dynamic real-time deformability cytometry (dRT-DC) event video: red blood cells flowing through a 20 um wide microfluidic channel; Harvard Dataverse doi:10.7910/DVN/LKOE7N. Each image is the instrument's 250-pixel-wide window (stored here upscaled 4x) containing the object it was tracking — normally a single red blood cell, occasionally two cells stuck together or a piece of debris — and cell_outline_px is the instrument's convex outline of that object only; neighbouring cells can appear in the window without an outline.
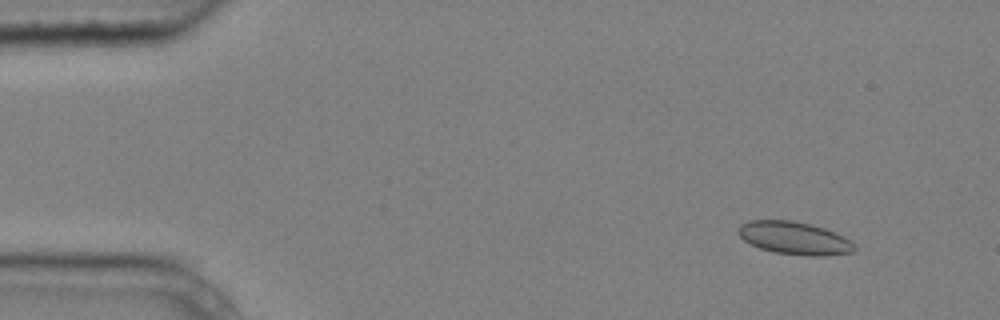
{"species": "common noctule bat (a hibernating species)", "species_latin": "Nyctalus noctula", "temperature_condition": "cold", "stored_images_in_passage": 5, "camera_frame_rate_fps": 3000, "um_per_image_px": 0.085, "animal": {"sex": "male", "body_mass_g": 20.4}, "frame": {"image": 1, "passage_image": 2, "time_ms": 0.333, "image_size_px": [1000, 320], "cell_outline_px": [[856, 248], [852, 252], [824, 256], [804, 256], [772, 252], [760, 248], [744, 240], [736, 232], [736, 228], [740, 224], [748, 220], [792, 220], [812, 224], [824, 228], [844, 236], [856, 244]], "centroid_in_image_um": [67.51, 20.23], "position_along_channel_um": 17.5, "area_um2": 22.54}}
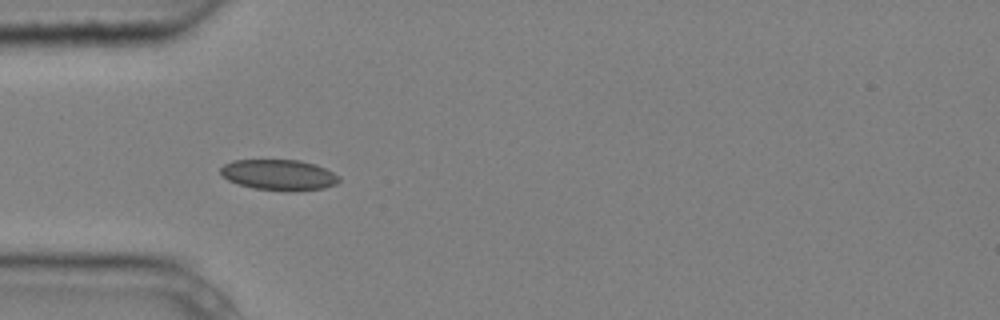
{"frame": {"image": 2, "passage_image": 5, "time_ms": 1.333, "image_size_px": [1000, 320], "cell_outline_px": [[340, 180], [336, 184], [324, 188], [252, 188], [236, 184], [228, 180], [220, 172], [220, 168], [224, 164], [232, 160], [300, 160], [316, 164], [340, 176]], "centroid_in_image_um": [23.66, 14.81], "position_along_channel_um": 61.3, "area_um2": 20.4}}